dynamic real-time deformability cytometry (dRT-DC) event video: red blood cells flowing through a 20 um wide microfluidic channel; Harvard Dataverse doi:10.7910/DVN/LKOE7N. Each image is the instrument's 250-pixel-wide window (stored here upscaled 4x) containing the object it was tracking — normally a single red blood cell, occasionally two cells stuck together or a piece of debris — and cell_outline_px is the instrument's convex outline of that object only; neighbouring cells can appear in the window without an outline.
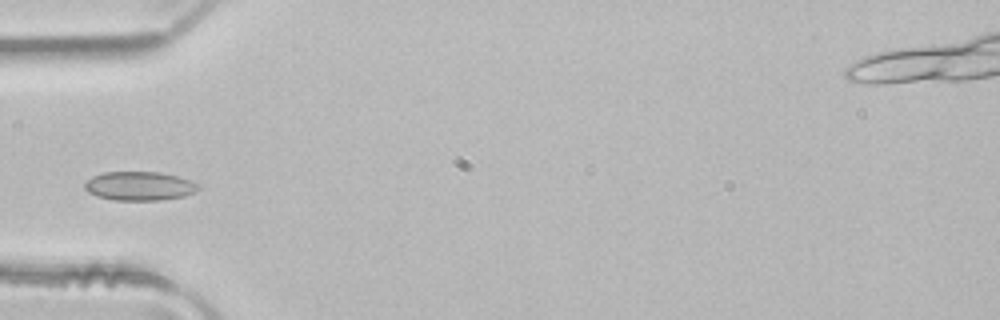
{"species": "common noctule bat (a hibernating species)", "species_latin": "Nyctalus noctula", "temperature_condition": "room temperature", "stored_images_in_passage": 4, "camera_frame_rate_fps": 3000, "um_per_image_px": 0.085, "animal": {"sex": "male", "body_mass_g": 21.5, "forearm_length_mm": 52.0}, "frame": {"image": 1, "passage_image": 4, "time_ms": 1.0, "image_size_px": [1000, 320], "cell_outline_px": [[200, 188], [196, 192], [184, 196], [160, 200], [112, 200], [96, 196], [88, 192], [84, 188], [84, 184], [92, 176], [104, 172], [160, 172], [176, 176], [188, 180], [196, 184]], "centroid_in_image_um": [11.82, 15.82], "position_along_channel_um": 73.2, "area_um2": 19.07}}